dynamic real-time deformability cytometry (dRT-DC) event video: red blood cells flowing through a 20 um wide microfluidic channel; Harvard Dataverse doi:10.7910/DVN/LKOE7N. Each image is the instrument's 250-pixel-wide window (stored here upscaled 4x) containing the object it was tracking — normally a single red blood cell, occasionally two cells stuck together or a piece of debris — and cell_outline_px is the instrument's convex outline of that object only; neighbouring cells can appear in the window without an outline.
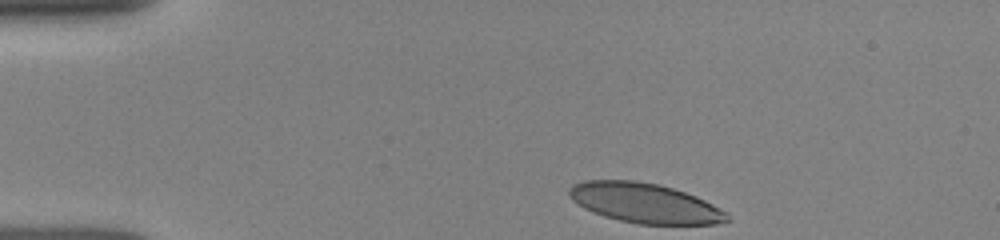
{"species": "human", "species_latin": "Homo sapiens", "temperature_condition": "room temperature", "stored_images_in_passage": 4, "camera_frame_rate_fps": 3000, "um_per_image_px": 0.085, "donor": {"sex": "female"}, "frame": {"image": 1, "passage_image": 1, "time_ms": 0.0, "image_size_px": [1000, 240], "cell_outline_px": [[732, 220], [716, 224], [640, 224], [620, 220], [604, 216], [592, 212], [584, 208], [572, 200], [568, 196], [568, 188], [572, 184], [584, 180], [636, 180], [660, 184], [696, 196], [728, 212]], "centroid_in_image_um": [54.8, 17.25], "position_along_channel_um": 30.2, "area_um2": 36.88}}